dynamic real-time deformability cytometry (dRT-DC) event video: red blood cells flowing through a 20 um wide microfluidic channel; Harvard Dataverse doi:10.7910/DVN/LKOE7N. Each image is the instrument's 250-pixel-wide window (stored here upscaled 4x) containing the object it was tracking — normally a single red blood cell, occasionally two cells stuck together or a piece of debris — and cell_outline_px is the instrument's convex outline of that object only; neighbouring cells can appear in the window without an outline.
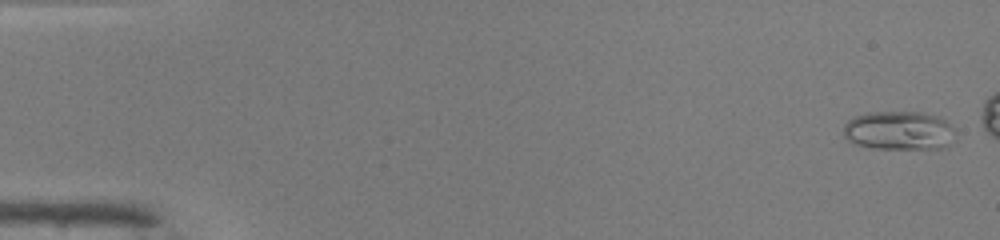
{"species": "common noctule bat (a hibernating species)", "species_latin": "Nyctalus noctula", "temperature_condition": "warm", "stored_images_in_passage": 45, "camera_frame_rate_fps": 3000, "um_per_image_px": 0.085, "animal": {"sex": "male", "body_mass_g": 19.0, "forearm_length_mm": 50.8}, "frame": {"image": 1, "passage_image": 2, "time_ms": 0.333, "image_size_px": [1000, 240], "cell_outline_px": [[956, 128], [948, 144], [944, 148], [876, 148], [852, 144], [844, 136], [844, 124], [852, 116], [868, 112], [920, 112], [940, 116]], "centroid_in_image_um": [76.39, 11.08], "position_along_channel_um": 8.6, "area_um2": 25.43}}
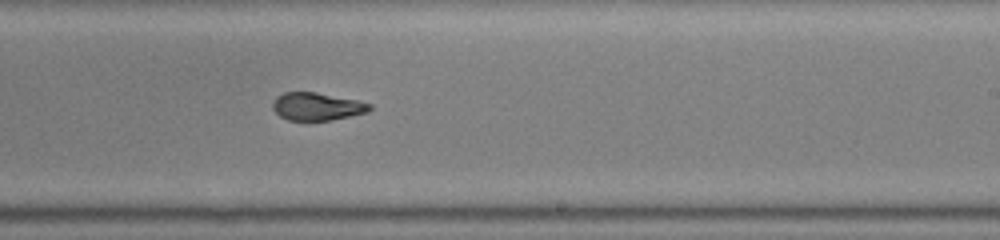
{"frame": {"image": 2, "passage_image": 31, "time_ms": 10.0, "image_size_px": [1000, 240], "cell_outline_px": [[372, 108], [368, 112], [332, 120], [288, 120], [280, 116], [272, 108], [272, 104], [276, 96], [284, 92], [316, 92], [356, 100], [372, 104]], "centroid_in_image_um": [26.94, 9.05], "position_along_channel_um": 262.1, "area_um2": 15.66}}
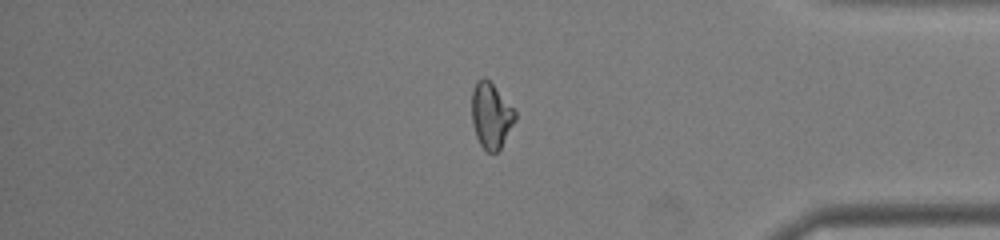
{"frame": {"image": 3, "passage_image": 42, "time_ms": 13.667, "image_size_px": [1000, 240], "cell_outline_px": [[516, 120], [500, 148], [496, 152], [488, 152], [480, 144], [476, 136], [472, 124], [472, 92], [476, 80], [484, 76], [492, 84], [516, 112]], "centroid_in_image_um": [41.72, 9.82], "position_along_channel_um": 393.5, "area_um2": 16.36}}